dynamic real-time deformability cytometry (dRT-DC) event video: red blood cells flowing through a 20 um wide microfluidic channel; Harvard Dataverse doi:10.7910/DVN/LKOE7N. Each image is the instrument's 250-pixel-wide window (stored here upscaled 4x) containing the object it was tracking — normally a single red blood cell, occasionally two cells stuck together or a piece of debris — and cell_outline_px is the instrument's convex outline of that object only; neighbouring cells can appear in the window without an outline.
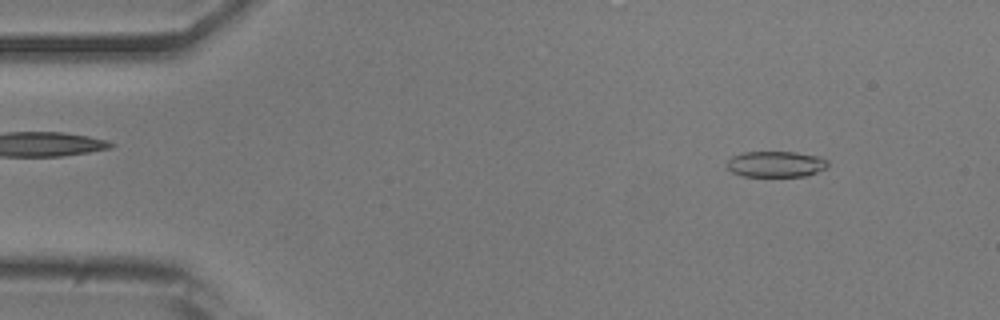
{"species": "common noctule bat (a hibernating species)", "species_latin": "Nyctalus noctula", "temperature_condition": "room temperature", "stored_images_in_passage": 47, "camera_frame_rate_fps": 3000, "um_per_image_px": 0.085, "animal": {"sex": "male", "body_mass_g": 20.5, "forearm_length_mm": 52.5}, "frame": {"image": 1, "passage_image": 1, "time_ms": 0.0, "image_size_px": [1000, 320], "cell_outline_px": [[828, 168], [808, 176], [744, 176], [732, 172], [728, 168], [728, 160], [732, 156], [744, 152], [796, 152], [820, 156], [828, 160]], "centroid_in_image_um": [66.01, 13.95], "position_along_channel_um": 19.0, "area_um2": 15.37}}
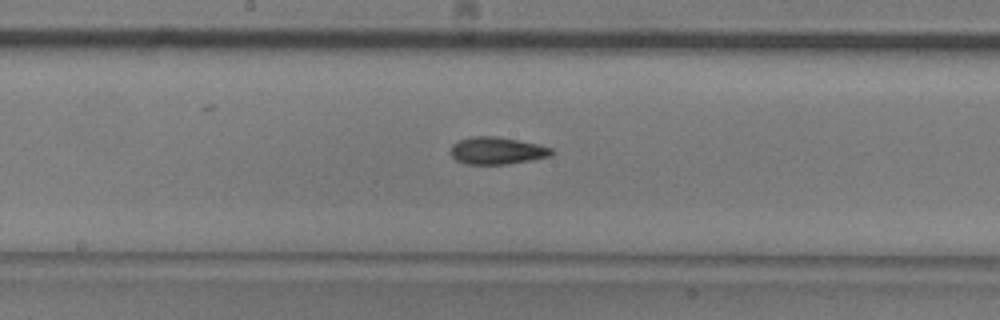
{"frame": {"image": 2, "passage_image": 22, "time_ms": 7.0, "image_size_px": [1000, 320], "cell_outline_px": [[556, 152], [552, 156], [532, 160], [508, 164], [464, 164], [456, 160], [452, 156], [452, 144], [460, 140], [472, 136], [496, 136], [540, 144], [552, 148]], "centroid_in_image_um": [42.31, 12.81], "position_along_channel_um": 205.9, "area_um2": 16.18}}
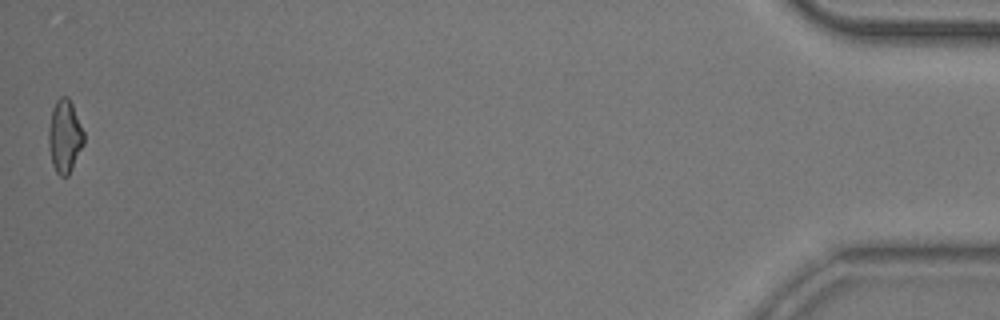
{"frame": {"image": 3, "passage_image": 47, "time_ms": 15.333, "image_size_px": [1000, 320], "cell_outline_px": [[84, 144], [68, 176], [60, 176], [56, 172], [52, 164], [48, 144], [48, 128], [52, 108], [56, 100], [60, 96], [68, 96], [72, 104], [84, 132]], "centroid_in_image_um": [5.49, 11.57], "position_along_channel_um": 429.7, "area_um2": 15.09}, "authors_computed_cell_mechanics": {"area_um2": 15.3748, "velocity_mm_per_s": 3.8481, "shape_relaxation_time_tau1_ms": 8.2005, "shape_relaxation_time_tau2_ms": 3.2444, "deformation_change_tau1": 0.1781, "deformation_change_tau2": 0.095}}